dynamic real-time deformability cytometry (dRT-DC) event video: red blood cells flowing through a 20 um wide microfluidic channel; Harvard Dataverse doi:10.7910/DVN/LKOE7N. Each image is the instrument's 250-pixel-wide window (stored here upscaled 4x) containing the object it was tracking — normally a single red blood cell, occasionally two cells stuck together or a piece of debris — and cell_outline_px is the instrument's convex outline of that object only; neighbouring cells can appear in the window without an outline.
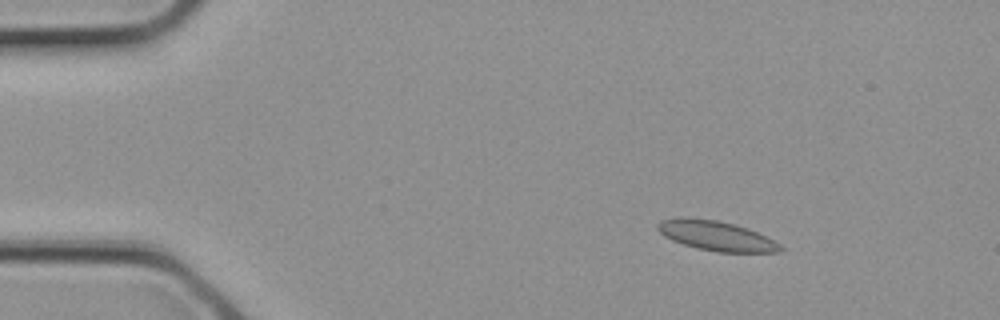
{"species": "common noctule bat (a hibernating species)", "species_latin": "Nyctalus noctula", "temperature_condition": "cold", "stored_images_in_passage": 3, "camera_frame_rate_fps": 3000, "um_per_image_px": 0.085, "animal": {"sex": "female", "body_mass_g": 21.9}, "frame": {"image": 1, "passage_image": 2, "time_ms": 0.333, "image_size_px": [1000, 320], "cell_outline_px": [[784, 248], [780, 252], [716, 252], [684, 244], [672, 240], [664, 236], [656, 228], [656, 224], [660, 220], [680, 216], [716, 220], [748, 228], [768, 236], [780, 244]], "centroid_in_image_um": [60.88, 20.03], "position_along_channel_um": 24.1, "area_um2": 21.39}}